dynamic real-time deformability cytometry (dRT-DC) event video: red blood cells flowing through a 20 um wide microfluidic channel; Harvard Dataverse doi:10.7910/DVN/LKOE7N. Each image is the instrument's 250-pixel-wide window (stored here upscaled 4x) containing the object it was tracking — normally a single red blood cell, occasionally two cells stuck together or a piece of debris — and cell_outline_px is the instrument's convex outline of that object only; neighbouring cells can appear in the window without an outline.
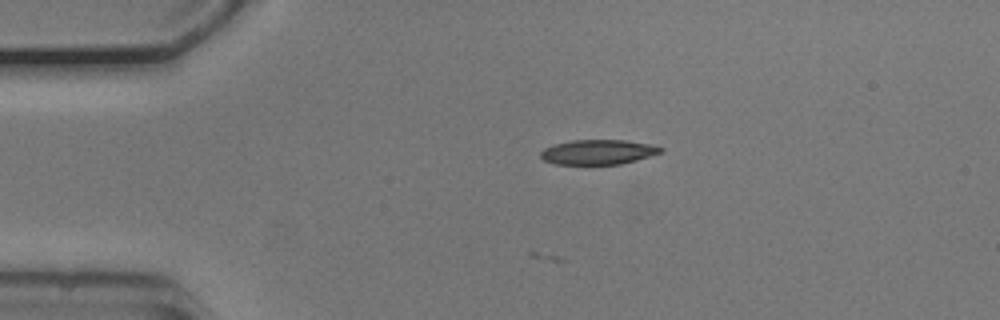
{"species": "common noctule bat (a hibernating species)", "species_latin": "Nyctalus noctula", "temperature_condition": "cold", "stored_images_in_passage": 5, "camera_frame_rate_fps": 3000, "um_per_image_px": 0.085, "animal": {"sex": "male", "body_mass_g": 20.5, "forearm_length_mm": 52.5}, "frame": {"image": 1, "passage_image": 5, "time_ms": 1.333, "image_size_px": [1000, 320], "cell_outline_px": [[664, 152], [636, 160], [620, 164], [556, 164], [544, 160], [540, 156], [540, 152], [544, 148], [556, 144], [572, 140], [624, 140], [648, 144], [664, 148]], "centroid_in_image_um": [50.85, 12.92], "position_along_channel_um": 34.2, "area_um2": 17.22}}